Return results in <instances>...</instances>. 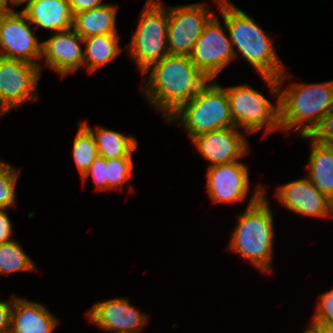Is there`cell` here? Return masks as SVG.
<instances>
[{"label": "cell", "instance_id": "obj_32", "mask_svg": "<svg viewBox=\"0 0 333 333\" xmlns=\"http://www.w3.org/2000/svg\"><path fill=\"white\" fill-rule=\"evenodd\" d=\"M11 227L10 220L4 209H0V244L11 241Z\"/></svg>", "mask_w": 333, "mask_h": 333}, {"label": "cell", "instance_id": "obj_30", "mask_svg": "<svg viewBox=\"0 0 333 333\" xmlns=\"http://www.w3.org/2000/svg\"><path fill=\"white\" fill-rule=\"evenodd\" d=\"M13 299L7 303L0 301V333H9Z\"/></svg>", "mask_w": 333, "mask_h": 333}, {"label": "cell", "instance_id": "obj_17", "mask_svg": "<svg viewBox=\"0 0 333 333\" xmlns=\"http://www.w3.org/2000/svg\"><path fill=\"white\" fill-rule=\"evenodd\" d=\"M57 322L42 304L14 297L9 333H51Z\"/></svg>", "mask_w": 333, "mask_h": 333}, {"label": "cell", "instance_id": "obj_24", "mask_svg": "<svg viewBox=\"0 0 333 333\" xmlns=\"http://www.w3.org/2000/svg\"><path fill=\"white\" fill-rule=\"evenodd\" d=\"M34 263L14 240L0 244V273L32 270Z\"/></svg>", "mask_w": 333, "mask_h": 333}, {"label": "cell", "instance_id": "obj_22", "mask_svg": "<svg viewBox=\"0 0 333 333\" xmlns=\"http://www.w3.org/2000/svg\"><path fill=\"white\" fill-rule=\"evenodd\" d=\"M119 37L116 34L96 35L85 38L84 65L89 72L111 62L119 53Z\"/></svg>", "mask_w": 333, "mask_h": 333}, {"label": "cell", "instance_id": "obj_13", "mask_svg": "<svg viewBox=\"0 0 333 333\" xmlns=\"http://www.w3.org/2000/svg\"><path fill=\"white\" fill-rule=\"evenodd\" d=\"M279 201L289 210L306 216H328L333 212V201L321 193L309 178L280 186Z\"/></svg>", "mask_w": 333, "mask_h": 333}, {"label": "cell", "instance_id": "obj_35", "mask_svg": "<svg viewBox=\"0 0 333 333\" xmlns=\"http://www.w3.org/2000/svg\"><path fill=\"white\" fill-rule=\"evenodd\" d=\"M7 11H9V8H6L4 0H0V14Z\"/></svg>", "mask_w": 333, "mask_h": 333}, {"label": "cell", "instance_id": "obj_23", "mask_svg": "<svg viewBox=\"0 0 333 333\" xmlns=\"http://www.w3.org/2000/svg\"><path fill=\"white\" fill-rule=\"evenodd\" d=\"M99 156L95 136L82 123L74 139L73 158L81 177Z\"/></svg>", "mask_w": 333, "mask_h": 333}, {"label": "cell", "instance_id": "obj_36", "mask_svg": "<svg viewBox=\"0 0 333 333\" xmlns=\"http://www.w3.org/2000/svg\"><path fill=\"white\" fill-rule=\"evenodd\" d=\"M304 333H316L311 327H309Z\"/></svg>", "mask_w": 333, "mask_h": 333}, {"label": "cell", "instance_id": "obj_9", "mask_svg": "<svg viewBox=\"0 0 333 333\" xmlns=\"http://www.w3.org/2000/svg\"><path fill=\"white\" fill-rule=\"evenodd\" d=\"M40 66L0 56V105L7 112L34 98Z\"/></svg>", "mask_w": 333, "mask_h": 333}, {"label": "cell", "instance_id": "obj_31", "mask_svg": "<svg viewBox=\"0 0 333 333\" xmlns=\"http://www.w3.org/2000/svg\"><path fill=\"white\" fill-rule=\"evenodd\" d=\"M73 14L94 9L103 5L102 0H67Z\"/></svg>", "mask_w": 333, "mask_h": 333}, {"label": "cell", "instance_id": "obj_19", "mask_svg": "<svg viewBox=\"0 0 333 333\" xmlns=\"http://www.w3.org/2000/svg\"><path fill=\"white\" fill-rule=\"evenodd\" d=\"M302 137L312 139L308 178L321 193L333 201V145L320 143L310 135Z\"/></svg>", "mask_w": 333, "mask_h": 333}, {"label": "cell", "instance_id": "obj_2", "mask_svg": "<svg viewBox=\"0 0 333 333\" xmlns=\"http://www.w3.org/2000/svg\"><path fill=\"white\" fill-rule=\"evenodd\" d=\"M217 1L232 44L268 82L272 93L279 94L285 70L275 55L270 38L251 17L229 0Z\"/></svg>", "mask_w": 333, "mask_h": 333}, {"label": "cell", "instance_id": "obj_1", "mask_svg": "<svg viewBox=\"0 0 333 333\" xmlns=\"http://www.w3.org/2000/svg\"><path fill=\"white\" fill-rule=\"evenodd\" d=\"M145 87L151 104L168 119L182 104L190 101L210 80L197 68L190 56L168 54L153 63ZM150 86V87H149ZM165 111V112H164Z\"/></svg>", "mask_w": 333, "mask_h": 333}, {"label": "cell", "instance_id": "obj_11", "mask_svg": "<svg viewBox=\"0 0 333 333\" xmlns=\"http://www.w3.org/2000/svg\"><path fill=\"white\" fill-rule=\"evenodd\" d=\"M231 39L222 30L217 18L213 16L206 24L189 55L197 68L210 81L236 56Z\"/></svg>", "mask_w": 333, "mask_h": 333}, {"label": "cell", "instance_id": "obj_27", "mask_svg": "<svg viewBox=\"0 0 333 333\" xmlns=\"http://www.w3.org/2000/svg\"><path fill=\"white\" fill-rule=\"evenodd\" d=\"M88 175L92 176L97 188L108 189L107 159L99 155L82 176V179H86Z\"/></svg>", "mask_w": 333, "mask_h": 333}, {"label": "cell", "instance_id": "obj_10", "mask_svg": "<svg viewBox=\"0 0 333 333\" xmlns=\"http://www.w3.org/2000/svg\"><path fill=\"white\" fill-rule=\"evenodd\" d=\"M29 23L23 11L9 10L0 14V56L39 65L36 58L42 57V43L33 35Z\"/></svg>", "mask_w": 333, "mask_h": 333}, {"label": "cell", "instance_id": "obj_25", "mask_svg": "<svg viewBox=\"0 0 333 333\" xmlns=\"http://www.w3.org/2000/svg\"><path fill=\"white\" fill-rule=\"evenodd\" d=\"M17 177L18 174L15 169L0 161V209L14 205Z\"/></svg>", "mask_w": 333, "mask_h": 333}, {"label": "cell", "instance_id": "obj_14", "mask_svg": "<svg viewBox=\"0 0 333 333\" xmlns=\"http://www.w3.org/2000/svg\"><path fill=\"white\" fill-rule=\"evenodd\" d=\"M207 187L212 201L232 203L244 200L249 190L247 166L238 161L209 166Z\"/></svg>", "mask_w": 333, "mask_h": 333}, {"label": "cell", "instance_id": "obj_8", "mask_svg": "<svg viewBox=\"0 0 333 333\" xmlns=\"http://www.w3.org/2000/svg\"><path fill=\"white\" fill-rule=\"evenodd\" d=\"M213 16L199 3L168 9L169 54L189 56Z\"/></svg>", "mask_w": 333, "mask_h": 333}, {"label": "cell", "instance_id": "obj_21", "mask_svg": "<svg viewBox=\"0 0 333 333\" xmlns=\"http://www.w3.org/2000/svg\"><path fill=\"white\" fill-rule=\"evenodd\" d=\"M95 137L98 154L104 158H131L132 152L137 149L138 143L132 136L126 137L123 134L97 127L93 132L86 123H83Z\"/></svg>", "mask_w": 333, "mask_h": 333}, {"label": "cell", "instance_id": "obj_37", "mask_svg": "<svg viewBox=\"0 0 333 333\" xmlns=\"http://www.w3.org/2000/svg\"><path fill=\"white\" fill-rule=\"evenodd\" d=\"M6 111L2 108V106L0 105V113H5Z\"/></svg>", "mask_w": 333, "mask_h": 333}, {"label": "cell", "instance_id": "obj_4", "mask_svg": "<svg viewBox=\"0 0 333 333\" xmlns=\"http://www.w3.org/2000/svg\"><path fill=\"white\" fill-rule=\"evenodd\" d=\"M279 95L280 129L311 135L333 107V81L292 84Z\"/></svg>", "mask_w": 333, "mask_h": 333}, {"label": "cell", "instance_id": "obj_18", "mask_svg": "<svg viewBox=\"0 0 333 333\" xmlns=\"http://www.w3.org/2000/svg\"><path fill=\"white\" fill-rule=\"evenodd\" d=\"M30 23L56 32L73 27V16L67 0H32L22 10Z\"/></svg>", "mask_w": 333, "mask_h": 333}, {"label": "cell", "instance_id": "obj_3", "mask_svg": "<svg viewBox=\"0 0 333 333\" xmlns=\"http://www.w3.org/2000/svg\"><path fill=\"white\" fill-rule=\"evenodd\" d=\"M247 210L240 216L229 249L252 261L262 271H270L273 242V217L265 191L256 188Z\"/></svg>", "mask_w": 333, "mask_h": 333}, {"label": "cell", "instance_id": "obj_6", "mask_svg": "<svg viewBox=\"0 0 333 333\" xmlns=\"http://www.w3.org/2000/svg\"><path fill=\"white\" fill-rule=\"evenodd\" d=\"M160 0H147L138 27L129 44L130 55L144 73L153 63L169 54L168 11Z\"/></svg>", "mask_w": 333, "mask_h": 333}, {"label": "cell", "instance_id": "obj_15", "mask_svg": "<svg viewBox=\"0 0 333 333\" xmlns=\"http://www.w3.org/2000/svg\"><path fill=\"white\" fill-rule=\"evenodd\" d=\"M84 39L70 28L56 32L54 36L42 42L41 55L45 56L46 65L61 76L75 71L84 64V53L79 45Z\"/></svg>", "mask_w": 333, "mask_h": 333}, {"label": "cell", "instance_id": "obj_5", "mask_svg": "<svg viewBox=\"0 0 333 333\" xmlns=\"http://www.w3.org/2000/svg\"><path fill=\"white\" fill-rule=\"evenodd\" d=\"M181 116L191 140L198 135L235 126L230 113L226 89L218 84H205L188 102L182 104L170 117Z\"/></svg>", "mask_w": 333, "mask_h": 333}, {"label": "cell", "instance_id": "obj_12", "mask_svg": "<svg viewBox=\"0 0 333 333\" xmlns=\"http://www.w3.org/2000/svg\"><path fill=\"white\" fill-rule=\"evenodd\" d=\"M236 126L195 136L192 141L211 166L238 161L248 151L245 138L235 130Z\"/></svg>", "mask_w": 333, "mask_h": 333}, {"label": "cell", "instance_id": "obj_26", "mask_svg": "<svg viewBox=\"0 0 333 333\" xmlns=\"http://www.w3.org/2000/svg\"><path fill=\"white\" fill-rule=\"evenodd\" d=\"M133 169L132 158H115L107 160L108 189L121 187Z\"/></svg>", "mask_w": 333, "mask_h": 333}, {"label": "cell", "instance_id": "obj_7", "mask_svg": "<svg viewBox=\"0 0 333 333\" xmlns=\"http://www.w3.org/2000/svg\"><path fill=\"white\" fill-rule=\"evenodd\" d=\"M230 113L235 126L242 125L247 132H255L265 125L266 131L280 128L279 99L277 107L248 85L226 89Z\"/></svg>", "mask_w": 333, "mask_h": 333}, {"label": "cell", "instance_id": "obj_20", "mask_svg": "<svg viewBox=\"0 0 333 333\" xmlns=\"http://www.w3.org/2000/svg\"><path fill=\"white\" fill-rule=\"evenodd\" d=\"M117 8L103 4L94 9L78 12L73 16V30L83 39L106 34H116L115 18Z\"/></svg>", "mask_w": 333, "mask_h": 333}, {"label": "cell", "instance_id": "obj_34", "mask_svg": "<svg viewBox=\"0 0 333 333\" xmlns=\"http://www.w3.org/2000/svg\"><path fill=\"white\" fill-rule=\"evenodd\" d=\"M32 0H4L6 8H9V10H13L10 7H7L8 2H11L13 4V6H17L21 3L27 2L26 6L28 5L29 2H31Z\"/></svg>", "mask_w": 333, "mask_h": 333}, {"label": "cell", "instance_id": "obj_16", "mask_svg": "<svg viewBox=\"0 0 333 333\" xmlns=\"http://www.w3.org/2000/svg\"><path fill=\"white\" fill-rule=\"evenodd\" d=\"M88 313L97 326L116 333H137L147 323L146 316L137 312L127 299L115 298L96 303Z\"/></svg>", "mask_w": 333, "mask_h": 333}, {"label": "cell", "instance_id": "obj_33", "mask_svg": "<svg viewBox=\"0 0 333 333\" xmlns=\"http://www.w3.org/2000/svg\"><path fill=\"white\" fill-rule=\"evenodd\" d=\"M316 333H333V324L312 323L310 326Z\"/></svg>", "mask_w": 333, "mask_h": 333}, {"label": "cell", "instance_id": "obj_28", "mask_svg": "<svg viewBox=\"0 0 333 333\" xmlns=\"http://www.w3.org/2000/svg\"><path fill=\"white\" fill-rule=\"evenodd\" d=\"M312 323L333 324V289L321 295Z\"/></svg>", "mask_w": 333, "mask_h": 333}, {"label": "cell", "instance_id": "obj_29", "mask_svg": "<svg viewBox=\"0 0 333 333\" xmlns=\"http://www.w3.org/2000/svg\"><path fill=\"white\" fill-rule=\"evenodd\" d=\"M310 136L320 143L333 145V107Z\"/></svg>", "mask_w": 333, "mask_h": 333}]
</instances>
